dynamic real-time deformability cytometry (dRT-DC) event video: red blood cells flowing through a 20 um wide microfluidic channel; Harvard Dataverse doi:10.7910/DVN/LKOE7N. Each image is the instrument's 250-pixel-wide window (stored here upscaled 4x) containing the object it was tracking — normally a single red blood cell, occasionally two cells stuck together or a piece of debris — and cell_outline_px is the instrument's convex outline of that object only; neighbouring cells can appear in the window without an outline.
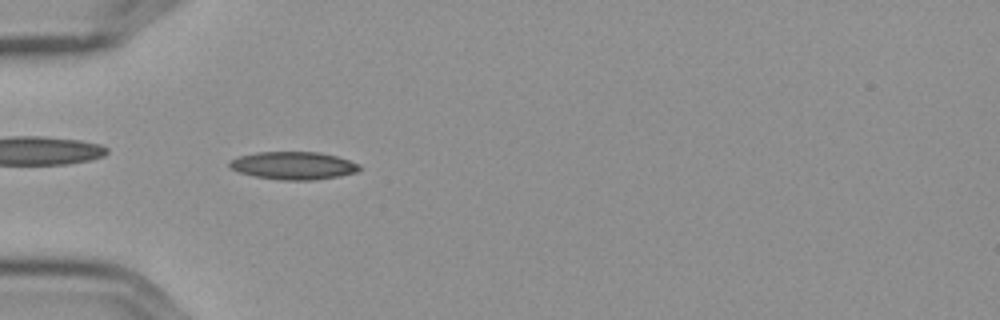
{"species": "Egyptian fruit bat (a non-hibernating species)", "species_latin": "Rousettus aegyptiacus", "temperature_condition": "cold", "stored_images_in_passage": 8, "camera_frame_rate_fps": 3000, "um_per_image_px": 0.085, "frame": {"image": 1, "passage_image": 6, "time_ms": 1.667, "image_size_px": [1000, 320], "cell_outline_px": [[360, 168], [356, 172], [340, 176], [312, 180], [280, 180], [256, 176], [240, 172], [232, 168], [228, 164], [232, 160], [240, 156], [256, 152], [320, 152], [336, 156], [360, 164]], "centroid_in_image_um": [24.97, 14.07], "position_along_channel_um": 60.0, "area_um2": 20.81}}
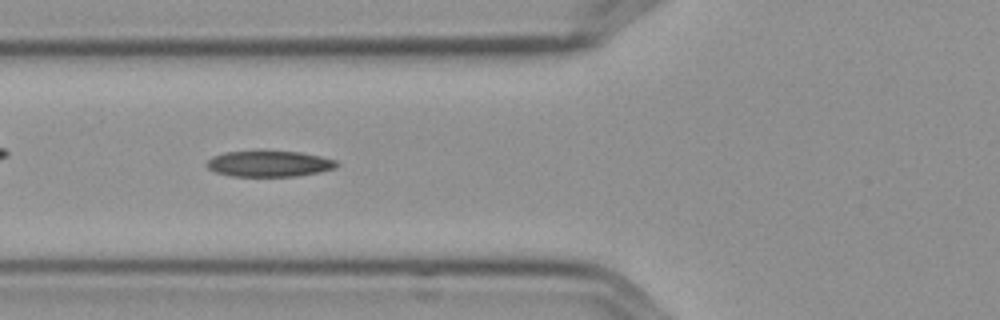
{"frame": {"image": 2, "passage_image": 7, "time_ms": 2.0, "image_size_px": [1000, 320], "cell_outline_px": [[340, 164], [336, 168], [320, 172], [296, 176], [232, 176], [216, 172], [208, 168], [204, 164], [212, 156], [224, 152], [300, 152], [320, 156], [336, 160]], "centroid_in_image_um": [22.9, 13.93], "position_along_channel_um": 102.9, "area_um2": 19.48}}
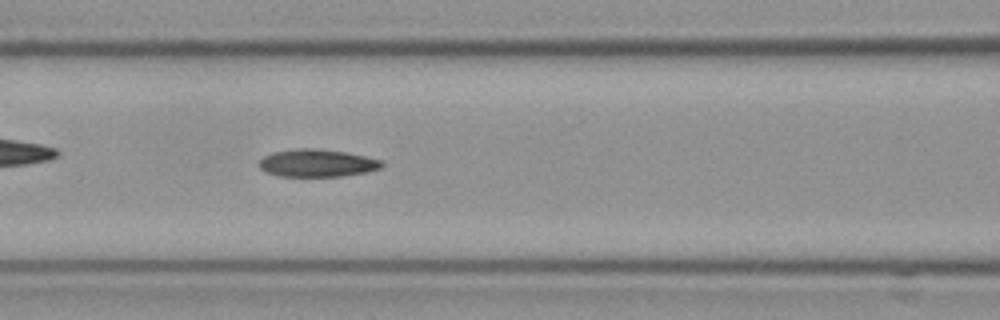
{"frame": {"image": 3, "passage_image": 8, "time_ms": 2.333, "image_size_px": [1000, 320], "cell_outline_px": [[384, 164], [380, 168], [368, 172], [340, 176], [280, 176], [264, 172], [260, 168], [260, 160], [264, 156], [272, 152], [296, 148], [316, 148], [348, 152], [384, 160]], "centroid_in_image_um": [26.98, 13.85], "position_along_channel_um": 139.6, "area_um2": 19.94}}